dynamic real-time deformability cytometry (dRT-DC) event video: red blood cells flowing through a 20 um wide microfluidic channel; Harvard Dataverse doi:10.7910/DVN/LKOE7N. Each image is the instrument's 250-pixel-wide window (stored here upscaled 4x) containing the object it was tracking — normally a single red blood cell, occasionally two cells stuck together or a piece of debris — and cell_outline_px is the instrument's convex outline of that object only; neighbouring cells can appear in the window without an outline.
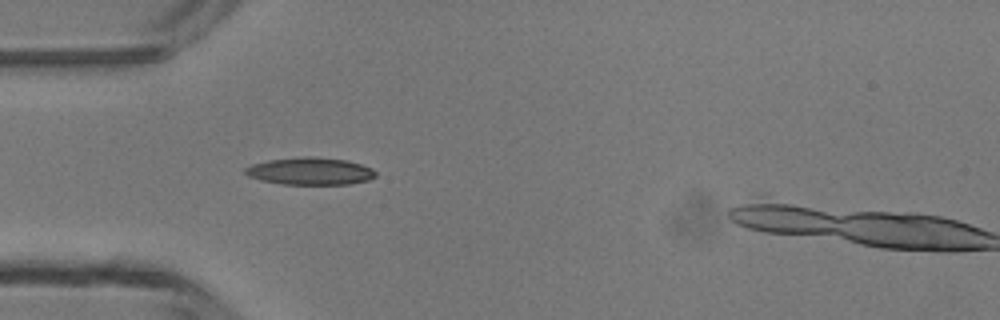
{"species": "common noctule bat (a hibernating species)", "species_latin": "Nyctalus noctula", "temperature_condition": "room temperature", "stored_images_in_passage": 2, "camera_frame_rate_fps": 3000, "um_per_image_px": 0.085, "animal": {"sex": "male", "body_mass_g": 13.3}, "frame": {"image": 1, "passage_image": 1, "time_ms": 0.0, "image_size_px": [1000, 320], "cell_outline_px": [[376, 176], [368, 180], [348, 184], [284, 184], [260, 180], [248, 176], [244, 172], [244, 168], [252, 164], [268, 160], [304, 156], [312, 156], [348, 160], [372, 168], [376, 172]], "centroid_in_image_um": [26.36, 14.54], "position_along_channel_um": 58.6, "area_um2": 20.81}}